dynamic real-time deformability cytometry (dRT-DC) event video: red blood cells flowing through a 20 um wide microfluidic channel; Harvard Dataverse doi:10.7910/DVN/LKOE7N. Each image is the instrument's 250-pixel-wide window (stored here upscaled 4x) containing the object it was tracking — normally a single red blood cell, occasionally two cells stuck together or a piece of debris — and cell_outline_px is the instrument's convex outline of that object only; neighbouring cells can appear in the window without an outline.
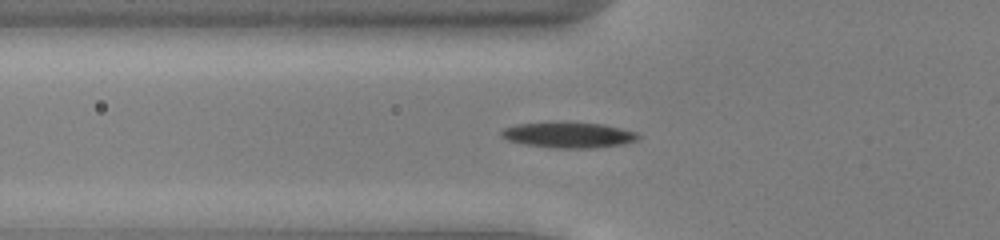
{"species": "common noctule bat (a hibernating species)", "species_latin": "Nyctalus noctula", "temperature_condition": "cold", "stored_images_in_passage": 39, "camera_frame_rate_fps": 3000, "um_per_image_px": 0.085, "animal": {"sex": "male", "body_mass_g": 13.0, "forearm_length_mm": 53.1}, "frame": {"image": 1, "passage_image": 5, "time_ms": 1.333, "image_size_px": [1000, 240], "cell_outline_px": [[640, 140], [624, 144], [596, 148], [556, 148], [524, 144], [508, 140], [500, 136], [500, 132], [504, 128], [516, 124], [604, 124], [636, 132], [640, 136]], "centroid_in_image_um": [48.38, 11.51], "position_along_channel_um": 77.4, "area_um2": 19.88}}
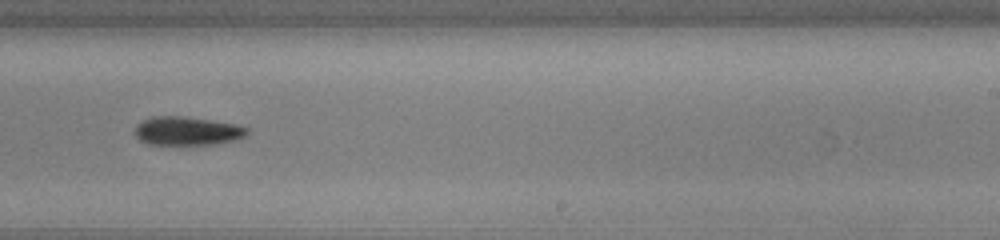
{"frame": {"image": 2, "passage_image": 20, "time_ms": 6.333, "image_size_px": [1000, 240], "cell_outline_px": [[248, 136], [240, 140], [216, 144], [148, 144], [140, 140], [132, 132], [136, 124], [152, 116], [180, 116], [236, 124], [248, 128]], "centroid_in_image_um": [15.92, 11.14], "position_along_channel_um": 273.1, "area_um2": 18.9}}
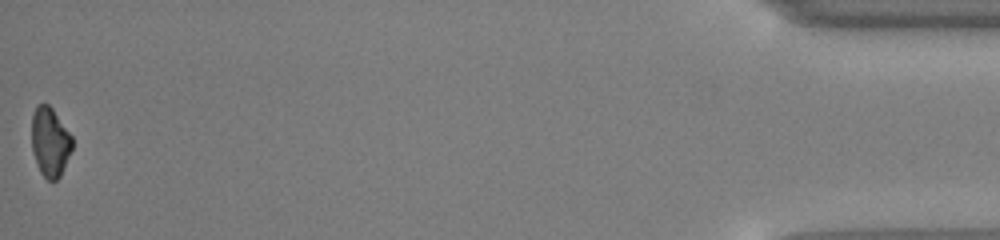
{"frame": {"image": 3, "passage_image": 39, "time_ms": 12.667, "image_size_px": [1000, 240], "cell_outline_px": [[72, 148], [60, 176], [56, 180], [48, 180], [40, 172], [36, 164], [32, 152], [32, 116], [36, 104], [48, 104], [52, 108], [72, 136]], "centroid_in_image_um": [4.24, 12.06], "position_along_channel_um": 431.0, "area_um2": 16.3}, "authors_computed_cell_mechanics": {"area_um2": 19.1318, "velocity_mm_per_s": 3.9206, "shape_relaxation_time_tau1_ms": 2.9307, "shape_relaxation_time_tau2_ms": null, "deformation_change_tau1": 0.1127, "deformation_change_tau2": null}}